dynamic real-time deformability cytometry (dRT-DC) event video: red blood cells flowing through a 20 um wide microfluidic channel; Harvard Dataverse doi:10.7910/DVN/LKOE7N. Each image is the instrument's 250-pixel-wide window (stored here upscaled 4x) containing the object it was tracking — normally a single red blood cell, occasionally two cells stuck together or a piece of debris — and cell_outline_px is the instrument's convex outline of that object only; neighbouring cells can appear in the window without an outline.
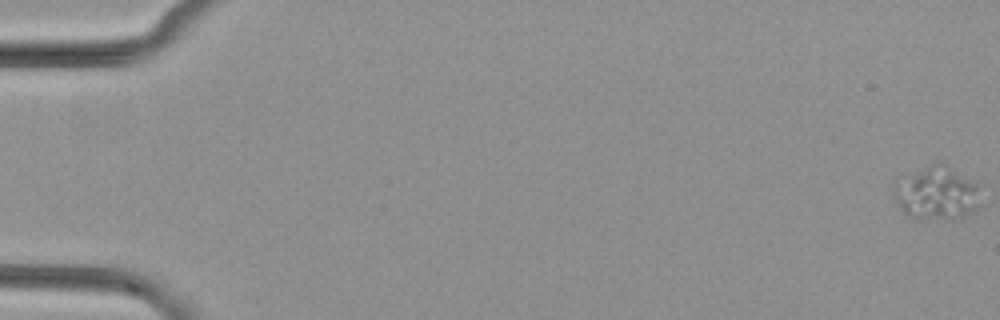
{"species": "common noctule bat (a hibernating species)", "species_latin": "Nyctalus noctula", "temperature_condition": "cold", "stored_images_in_passage": 54, "camera_frame_rate_fps": 3000, "um_per_image_px": 0.085, "animal": {"sex": "female", "body_mass_g": 29.2, "forearm_length_mm": 56.3}, "frame": {"image": 1, "passage_image": 1, "time_ms": 0.0, "image_size_px": [1000, 320], "cell_outline_px": [[976, 208], [964, 216], [948, 220], [912, 216], [904, 212], [896, 204], [892, 192], [892, 188], [928, 164], [936, 160], [940, 160], [976, 184]], "centroid_in_image_um": [79.58, 16.41], "position_along_channel_um": 5.4, "area_um2": 25.89}}
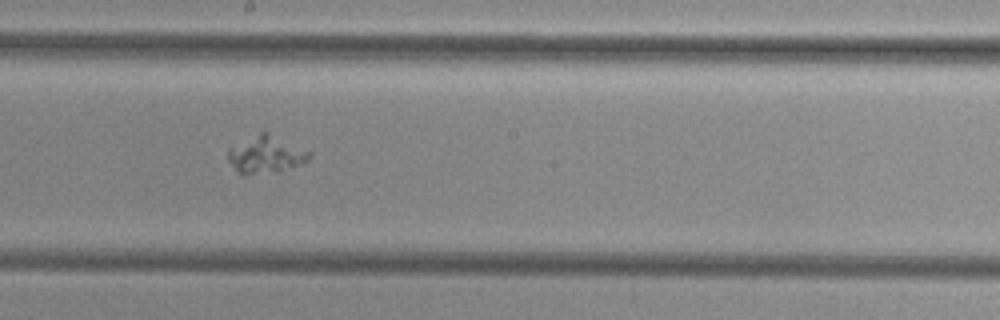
{"frame": {"image": 2, "passage_image": 31, "time_ms": 10.0, "image_size_px": [1000, 320], "cell_outline_px": [[312, 156], [308, 160], [280, 172], [244, 176], [240, 176], [228, 160], [228, 148], [260, 132], [268, 132], [312, 152]], "centroid_in_image_um": [22.59, 13.17], "position_along_channel_um": 225.6, "area_um2": 17.92}}
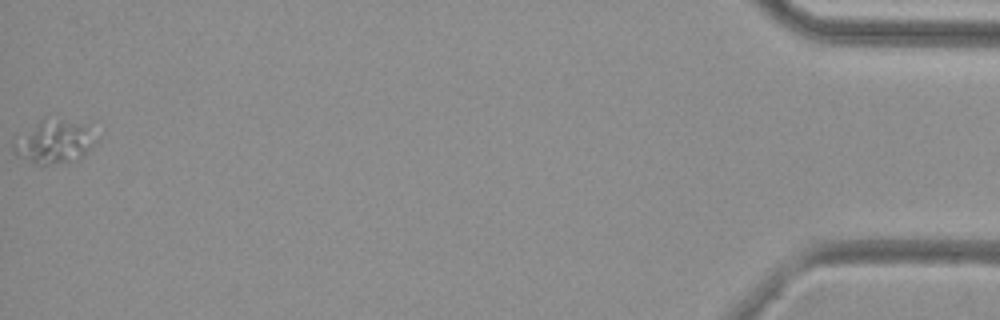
{"frame": {"image": 3, "passage_image": 54, "time_ms": 17.667, "image_size_px": [1000, 320], "cell_outline_px": [[100, 140], [76, 160], [52, 164], [36, 164], [16, 156], [12, 152], [12, 140], [44, 116], [80, 124]], "centroid_in_image_um": [4.52, 12.06], "position_along_channel_um": 430.7, "area_um2": 20.75}}